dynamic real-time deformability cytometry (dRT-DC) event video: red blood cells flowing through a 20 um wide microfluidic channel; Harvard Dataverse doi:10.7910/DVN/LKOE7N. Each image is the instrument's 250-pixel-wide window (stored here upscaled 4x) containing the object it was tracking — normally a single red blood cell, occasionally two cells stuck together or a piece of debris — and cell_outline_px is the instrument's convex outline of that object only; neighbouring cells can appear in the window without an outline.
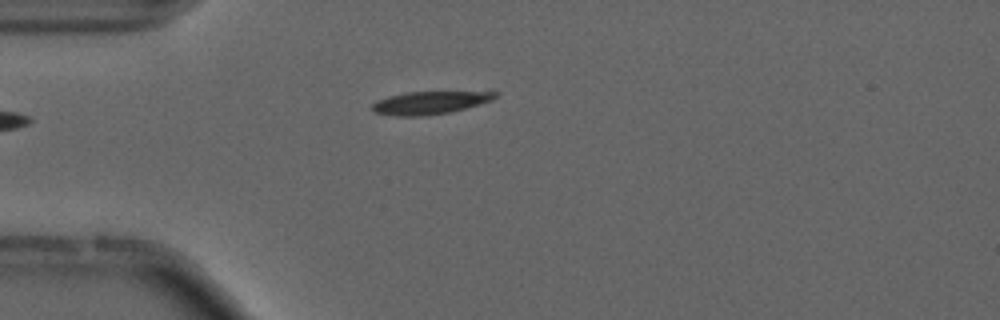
{"species": "common noctule bat (a hibernating species)", "species_latin": "Nyctalus noctula", "temperature_condition": "cold", "stored_images_in_passage": 7, "camera_frame_rate_fps": 3000, "um_per_image_px": 0.085, "animal": {"sex": "male", "forearm_length_mm": 52.5}, "frame": {"image": 1, "passage_image": 1, "time_ms": 0.0, "image_size_px": [1000, 320], "cell_outline_px": [[500, 92], [492, 100], [480, 104], [452, 112], [424, 116], [396, 116], [376, 112], [372, 108], [372, 104], [376, 100], [388, 96], [404, 92]], "centroid_in_image_um": [36.52, 8.73], "position_along_channel_um": 48.5, "area_um2": 16.3}}